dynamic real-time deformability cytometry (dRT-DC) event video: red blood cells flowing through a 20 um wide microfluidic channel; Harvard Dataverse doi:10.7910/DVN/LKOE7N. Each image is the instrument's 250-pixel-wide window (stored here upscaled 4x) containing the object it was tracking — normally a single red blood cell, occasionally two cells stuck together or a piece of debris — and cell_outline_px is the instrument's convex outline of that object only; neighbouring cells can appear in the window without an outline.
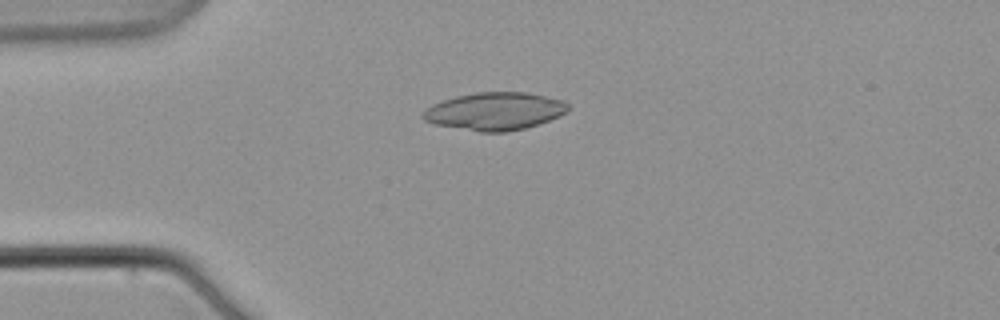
{"species": "common noctule bat (a hibernating species)", "species_latin": "Nyctalus noctula", "temperature_condition": "warm", "stored_images_in_passage": 3, "camera_frame_rate_fps": 3000, "um_per_image_px": 0.085, "animal": {"sex": "male", "body_mass_g": 21.5, "forearm_length_mm": 52.0}, "frame": {"image": 1, "passage_image": 1, "time_ms": 0.0, "image_size_px": [1000, 320], "cell_outline_px": [[568, 108], [560, 116], [524, 128], [508, 132], [480, 132], [436, 124], [424, 120], [420, 116], [424, 108], [440, 100], [456, 96], [476, 92], [528, 92], [564, 100], [568, 104]], "centroid_in_image_um": [42.01, 9.44], "position_along_channel_um": 43.0, "area_um2": 31.96}}